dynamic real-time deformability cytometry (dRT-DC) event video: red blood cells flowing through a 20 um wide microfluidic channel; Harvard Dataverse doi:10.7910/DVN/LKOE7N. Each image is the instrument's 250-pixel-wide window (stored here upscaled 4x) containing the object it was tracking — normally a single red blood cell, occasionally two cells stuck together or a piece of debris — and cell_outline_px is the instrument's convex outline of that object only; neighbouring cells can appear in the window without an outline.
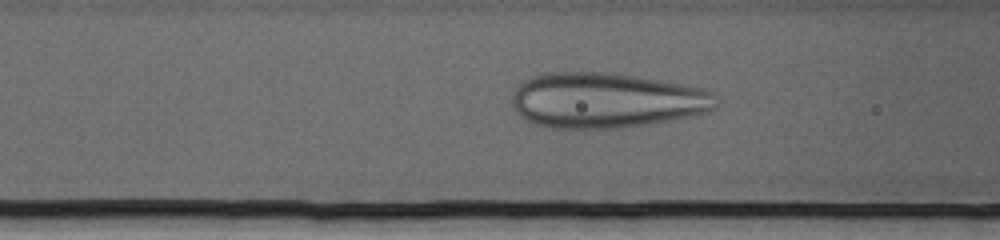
{"species": "human", "species_latin": "Homo sapiens", "temperature_condition": "cold", "stored_images_in_passage": 69, "camera_frame_rate_fps": 3000, "um_per_image_px": 0.085, "donor": {"sex": "female"}, "frame": {"image": 1, "passage_image": 26, "time_ms": 8.333, "image_size_px": [1000, 240], "cell_outline_px": [[716, 108], [704, 112], [644, 124], [616, 128], [552, 128], [536, 124], [520, 116], [512, 104], [512, 96], [516, 88], [524, 80], [532, 76], [544, 72], [600, 72], [632, 76], [704, 88], [712, 92], [716, 96]], "centroid_in_image_um": [51.46, 8.52], "position_along_channel_um": 115.1, "area_um2": 64.91}}
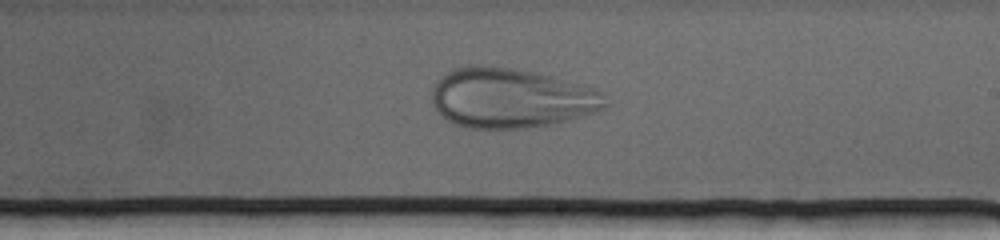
{"frame": {"image": 2, "passage_image": 40, "time_ms": 13.0, "image_size_px": [1000, 240], "cell_outline_px": [[608, 104], [604, 108], [596, 112], [584, 116], [552, 124], [524, 128], [468, 128], [456, 124], [448, 120], [436, 108], [432, 100], [432, 92], [440, 76], [444, 72], [452, 68], [468, 64], [480, 64], [512, 68], [552, 76], [580, 84], [592, 88], [600, 92]], "centroid_in_image_um": [43.41, 8.32], "position_along_channel_um": 245.6, "area_um2": 60.4}}
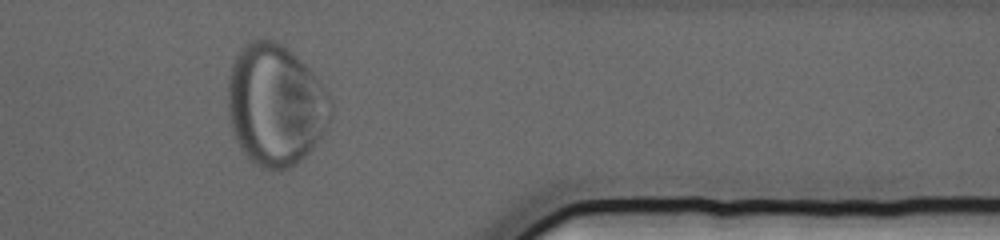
{"frame": {"image": 3, "passage_image": 57, "time_ms": 18.667, "image_size_px": [1000, 240], "cell_outline_px": [[332, 116], [324, 132], [312, 148], [296, 164], [280, 172], [272, 172], [260, 168], [240, 148], [232, 132], [228, 120], [228, 76], [232, 64], [236, 56], [244, 44], [252, 40], [276, 40], [292, 52], [312, 72], [328, 96], [332, 104]], "centroid_in_image_um": [23.39, 8.95], "position_along_channel_um": 388.0, "area_um2": 73.12}}